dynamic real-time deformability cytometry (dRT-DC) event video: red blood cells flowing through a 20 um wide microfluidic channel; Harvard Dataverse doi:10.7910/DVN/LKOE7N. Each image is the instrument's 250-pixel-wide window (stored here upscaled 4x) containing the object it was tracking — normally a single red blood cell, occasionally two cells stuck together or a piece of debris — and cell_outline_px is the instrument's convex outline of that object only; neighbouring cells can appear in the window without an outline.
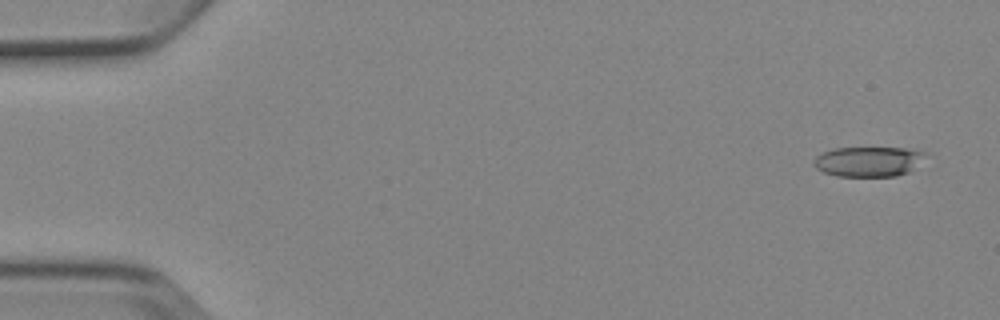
{"species": "Egyptian fruit bat (a non-hibernating species)", "species_latin": "Rousettus aegyptiacus", "temperature_condition": "cold", "stored_images_in_passage": 8, "camera_frame_rate_fps": 3000, "um_per_image_px": 0.085, "animal": {"sex": "female"}, "frame": {"image": 1, "passage_image": 1, "time_ms": 0.0, "image_size_px": [1000, 320], "cell_outline_px": [[928, 152], [908, 172], [896, 176], [836, 176], [824, 172], [816, 168], [812, 164], [812, 160], [816, 156], [832, 148], [904, 148]], "centroid_in_image_um": [73.75, 13.72], "position_along_channel_um": 11.2, "area_um2": 19.36}}
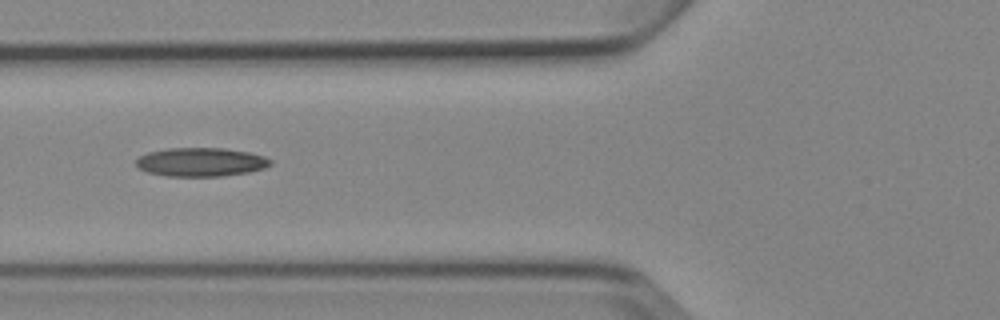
{"frame": {"image": 2, "passage_image": 6, "time_ms": 6.0, "image_size_px": [1000, 320], "cell_outline_px": [[272, 164], [264, 168], [248, 172], [220, 176], [164, 176], [148, 172], [140, 168], [136, 164], [136, 160], [140, 156], [148, 152], [168, 148], [224, 148], [248, 152], [264, 156], [272, 160]], "centroid_in_image_um": [17.08, 13.77], "position_along_channel_um": 108.7, "area_um2": 22.43}}
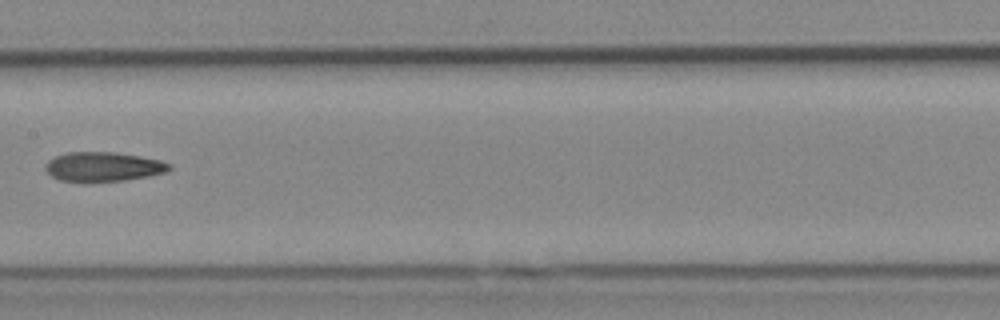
{"frame": {"image": 3, "passage_image": 8, "time_ms": 8.333, "image_size_px": [1000, 320], "cell_outline_px": [[172, 168], [164, 172], [148, 176], [124, 180], [80, 184], [60, 180], [52, 176], [44, 168], [48, 160], [56, 156], [68, 152], [116, 152], [160, 160], [172, 164]], "centroid_in_image_um": [8.74, 14.2], "position_along_channel_um": 198.7, "area_um2": 21.62}}